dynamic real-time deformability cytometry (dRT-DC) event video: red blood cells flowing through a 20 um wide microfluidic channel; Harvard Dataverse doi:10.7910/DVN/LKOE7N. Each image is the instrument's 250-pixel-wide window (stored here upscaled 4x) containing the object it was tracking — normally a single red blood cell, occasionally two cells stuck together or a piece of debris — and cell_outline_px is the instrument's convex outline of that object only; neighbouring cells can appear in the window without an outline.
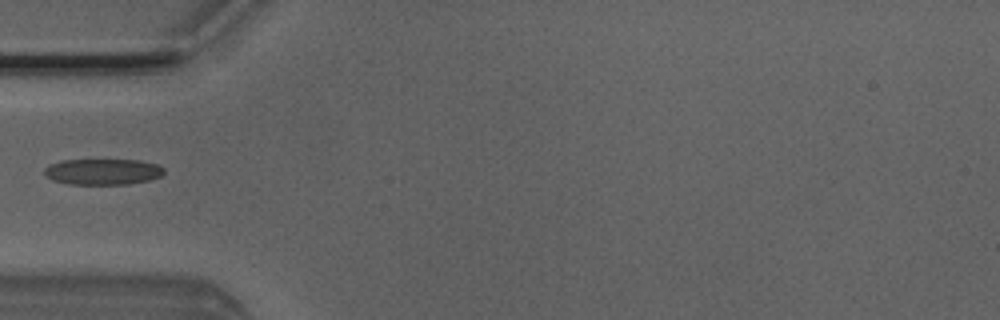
{"species": "Egyptian fruit bat (a non-hibernating species)", "species_latin": "Rousettus aegyptiacus", "temperature_condition": "room temperature", "stored_images_in_passage": 1, "camera_frame_rate_fps": 3000, "um_per_image_px": 0.085, "animal": {"sex": "male"}, "frame": {"image": 1, "passage_image": 1, "time_ms": 0.0, "image_size_px": [1000, 320], "cell_outline_px": [[164, 172], [160, 176], [148, 180], [128, 184], [68, 184], [52, 180], [44, 176], [44, 168], [48, 164], [60, 160], [140, 160], [160, 164], [164, 168]], "centroid_in_image_um": [8.71, 14.59], "position_along_channel_um": 76.3, "area_um2": 18.32}}